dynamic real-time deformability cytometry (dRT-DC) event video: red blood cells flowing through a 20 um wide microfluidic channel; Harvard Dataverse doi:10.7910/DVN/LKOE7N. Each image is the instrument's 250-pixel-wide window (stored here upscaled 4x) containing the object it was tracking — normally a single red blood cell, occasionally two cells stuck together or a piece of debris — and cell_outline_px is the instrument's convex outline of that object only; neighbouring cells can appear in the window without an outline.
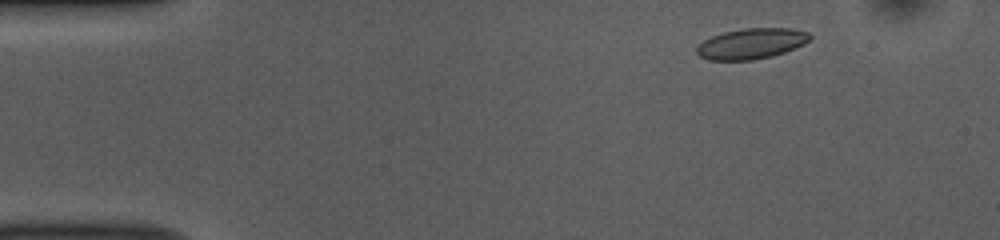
{"species": "common noctule bat (a hibernating species)", "species_latin": "Nyctalus noctula", "temperature_condition": "room temperature", "stored_images_in_passage": 49, "camera_frame_rate_fps": 3000, "um_per_image_px": 0.085, "animal": {"sex": "female", "body_mass_g": 10.0, "forearm_length_mm": 53.1}, "frame": {"image": 1, "passage_image": 4, "time_ms": 1.0, "image_size_px": [1000, 240], "cell_outline_px": [[812, 36], [804, 44], [784, 52], [772, 56], [752, 60], [708, 60], [700, 56], [696, 52], [696, 48], [704, 40], [712, 36], [724, 32], [744, 28], [792, 28], [808, 32]], "centroid_in_image_um": [63.87, 3.7], "position_along_channel_um": 21.1, "area_um2": 20.11}}
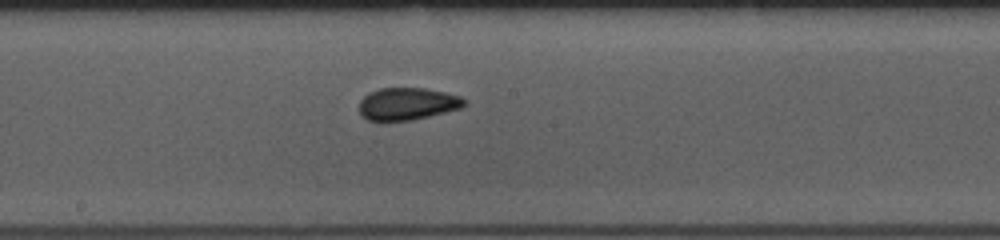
{"frame": {"image": 2, "passage_image": 25, "time_ms": 8.0, "image_size_px": [1000, 240], "cell_outline_px": [[468, 104], [460, 108], [412, 120], [368, 120], [360, 116], [360, 100], [368, 92], [380, 88], [424, 88], [444, 92], [460, 96]], "centroid_in_image_um": [34.61, 8.81], "position_along_channel_um": 213.6, "area_um2": 19.65}}
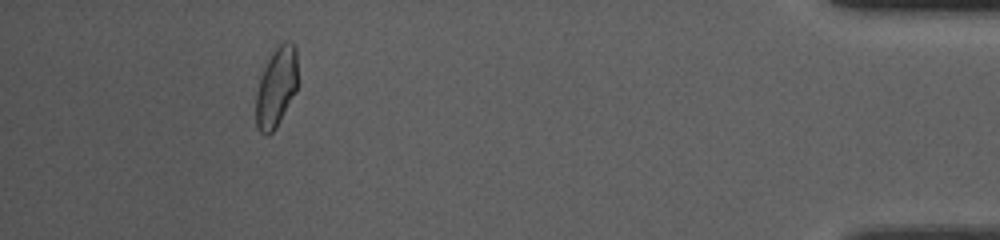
{"frame": {"image": 3, "passage_image": 45, "time_ms": 14.667, "image_size_px": [1000, 240], "cell_outline_px": [[296, 92], [276, 128], [268, 136], [264, 136], [260, 132], [256, 124], [256, 92], [264, 68], [272, 52], [284, 40], [288, 40], [296, 48]], "centroid_in_image_um": [23.47, 7.45], "position_along_channel_um": 411.7, "area_um2": 19.25}, "authors_computed_cell_mechanics": {"area_um2": 19.7098, "velocity_mm_per_s": 3.8668, "shape_relaxation_time_tau1_ms": 5.0012, "shape_relaxation_time_tau2_ms": 1.723, "deformation_change_tau1": 0.12, "deformation_change_tau2": 0.0456}}